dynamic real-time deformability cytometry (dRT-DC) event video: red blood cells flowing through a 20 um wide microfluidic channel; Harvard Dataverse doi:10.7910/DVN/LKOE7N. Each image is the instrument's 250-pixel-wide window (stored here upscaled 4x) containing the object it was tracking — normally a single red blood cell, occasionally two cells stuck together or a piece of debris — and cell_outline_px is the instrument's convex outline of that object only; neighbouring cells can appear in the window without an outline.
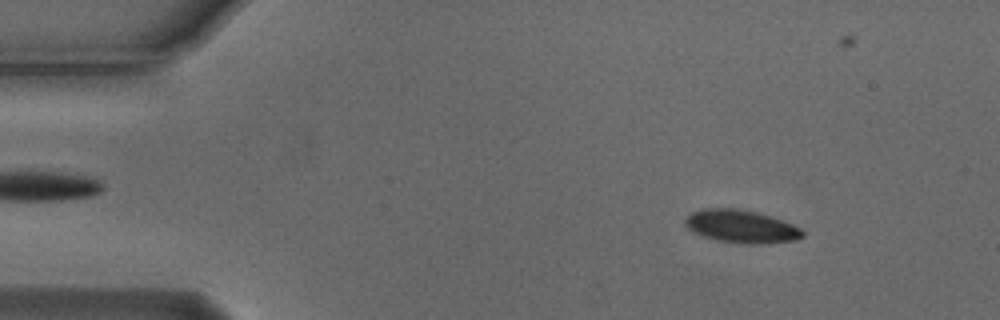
{"species": "Egyptian fruit bat (a non-hibernating species)", "species_latin": "Rousettus aegyptiacus", "temperature_condition": "cold", "stored_images_in_passage": 56, "camera_frame_rate_fps": 3000, "um_per_image_px": 0.085, "animal": {"sex": "male"}, "frame": {"image": 1, "passage_image": 7, "time_ms": 2.0, "image_size_px": [1000, 320], "cell_outline_px": [[804, 236], [796, 240], [768, 244], [748, 244], [716, 240], [692, 232], [684, 224], [684, 220], [692, 212], [704, 208], [740, 208], [756, 212], [792, 224], [800, 228], [804, 232]], "centroid_in_image_um": [63.0, 19.25], "position_along_channel_um": 22.0, "area_um2": 22.54}}
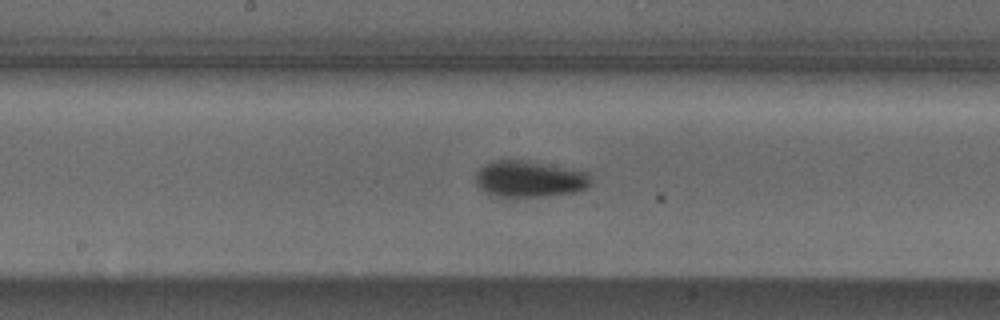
{"frame": {"image": 2, "passage_image": 28, "time_ms": 9.0, "image_size_px": [1000, 320], "cell_outline_px": [[592, 184], [588, 188], [576, 192], [548, 196], [496, 196], [480, 188], [476, 184], [476, 172], [484, 164], [492, 160], [520, 160], [588, 172], [592, 180]], "centroid_in_image_um": [45.03, 15.22], "position_along_channel_um": 203.2, "area_um2": 24.22}}
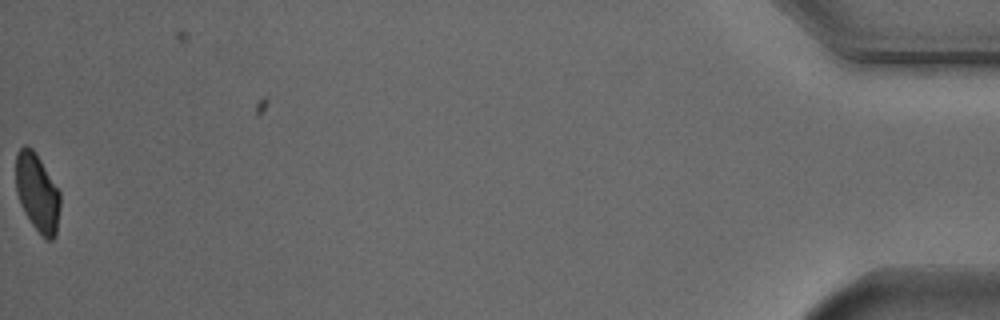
{"frame": {"image": 3, "passage_image": 55, "time_ms": 18.0, "image_size_px": [1000, 320], "cell_outline_px": [[60, 208], [56, 236], [52, 240], [44, 240], [32, 224], [24, 212], [20, 204], [16, 192], [16, 152], [24, 144], [28, 144], [36, 152], [60, 192]], "centroid_in_image_um": [3.17, 16.38], "position_along_channel_um": 432.0, "area_um2": 20.52}, "authors_computed_cell_mechanics": {"area_um2": 22.4553, "velocity_mm_per_s": 3.7163, "shape_relaxation_time_tau1_ms": 2.6972, "shape_relaxation_time_tau2_ms": null, "deformation_change_tau1": 0.092, "deformation_change_tau2": null}}